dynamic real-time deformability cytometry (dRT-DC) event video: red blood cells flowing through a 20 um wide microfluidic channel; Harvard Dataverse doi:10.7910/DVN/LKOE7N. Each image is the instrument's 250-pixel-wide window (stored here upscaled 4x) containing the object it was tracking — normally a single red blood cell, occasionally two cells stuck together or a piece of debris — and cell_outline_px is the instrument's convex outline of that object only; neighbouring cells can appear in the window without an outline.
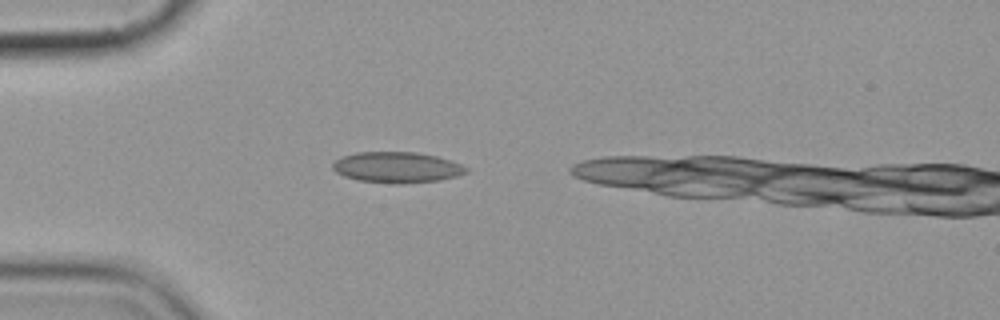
{"species": "common noctule bat (a hibernating species)", "species_latin": "Nyctalus noctula", "temperature_condition": "cold", "stored_images_in_passage": 1, "camera_frame_rate_fps": 3000, "um_per_image_px": 0.085, "animal": {"sex": "female", "body_mass_g": 19.9}, "frame": {"image": 1, "passage_image": 1, "time_ms": 0.0, "image_size_px": [1000, 320], "cell_outline_px": [[468, 172], [456, 176], [440, 180], [400, 184], [396, 184], [356, 180], [344, 176], [336, 172], [332, 168], [332, 164], [336, 160], [344, 156], [356, 152], [416, 152], [436, 156], [460, 164], [468, 168]], "centroid_in_image_um": [33.72, 14.23], "position_along_channel_um": 51.3, "area_um2": 23.93}}